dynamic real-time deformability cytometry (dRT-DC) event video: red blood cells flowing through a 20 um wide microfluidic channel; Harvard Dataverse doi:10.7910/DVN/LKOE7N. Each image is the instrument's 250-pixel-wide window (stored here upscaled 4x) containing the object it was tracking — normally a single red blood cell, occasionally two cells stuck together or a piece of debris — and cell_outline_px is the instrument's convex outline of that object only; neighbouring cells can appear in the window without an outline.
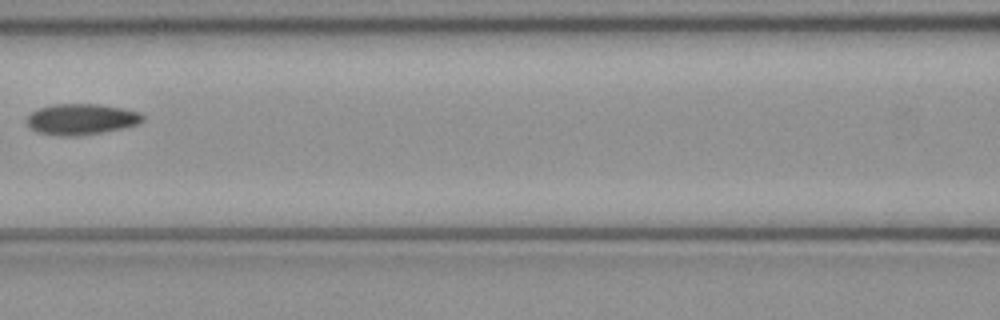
{"species": "common noctule bat (a hibernating species)", "species_latin": "Nyctalus noctula", "temperature_condition": "cold", "stored_images_in_passage": 6, "camera_frame_rate_fps": 3000, "um_per_image_px": 0.085, "animal": {"sex": "female", "body_mass_g": 21.9}, "frame": {"image": 1, "passage_image": 6, "time_ms": 1.667, "image_size_px": [1000, 320], "cell_outline_px": [[144, 120], [140, 124], [124, 128], [104, 132], [76, 136], [60, 136], [36, 132], [28, 124], [28, 116], [36, 108], [52, 104], [100, 104], [124, 108], [140, 112], [144, 116]], "centroid_in_image_um": [6.95, 10.13], "position_along_channel_um": 159.6, "area_um2": 21.15}}